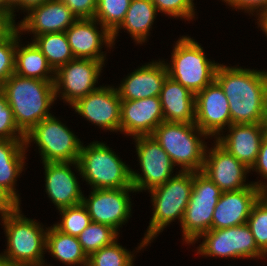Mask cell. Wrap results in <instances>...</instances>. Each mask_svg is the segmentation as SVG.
I'll return each instance as SVG.
<instances>
[{
	"mask_svg": "<svg viewBox=\"0 0 267 266\" xmlns=\"http://www.w3.org/2000/svg\"><path fill=\"white\" fill-rule=\"evenodd\" d=\"M121 99L116 88L99 87L71 106L78 114L110 131H120Z\"/></svg>",
	"mask_w": 267,
	"mask_h": 266,
	"instance_id": "obj_16",
	"label": "cell"
},
{
	"mask_svg": "<svg viewBox=\"0 0 267 266\" xmlns=\"http://www.w3.org/2000/svg\"><path fill=\"white\" fill-rule=\"evenodd\" d=\"M43 165L46 193L58 210L82 203L84 195L70 168L79 165L78 162H48Z\"/></svg>",
	"mask_w": 267,
	"mask_h": 266,
	"instance_id": "obj_20",
	"label": "cell"
},
{
	"mask_svg": "<svg viewBox=\"0 0 267 266\" xmlns=\"http://www.w3.org/2000/svg\"><path fill=\"white\" fill-rule=\"evenodd\" d=\"M215 80L228 99L232 124L264 122L267 72L219 64Z\"/></svg>",
	"mask_w": 267,
	"mask_h": 266,
	"instance_id": "obj_1",
	"label": "cell"
},
{
	"mask_svg": "<svg viewBox=\"0 0 267 266\" xmlns=\"http://www.w3.org/2000/svg\"><path fill=\"white\" fill-rule=\"evenodd\" d=\"M33 43L46 57L55 72L68 61L75 58L65 32L38 35L34 38Z\"/></svg>",
	"mask_w": 267,
	"mask_h": 266,
	"instance_id": "obj_29",
	"label": "cell"
},
{
	"mask_svg": "<svg viewBox=\"0 0 267 266\" xmlns=\"http://www.w3.org/2000/svg\"><path fill=\"white\" fill-rule=\"evenodd\" d=\"M19 33L20 31L17 29L14 73L25 78L55 81V71L48 63L46 57L33 42L25 45L24 47H20L18 42V40H20ZM49 74L54 75L52 76Z\"/></svg>",
	"mask_w": 267,
	"mask_h": 266,
	"instance_id": "obj_26",
	"label": "cell"
},
{
	"mask_svg": "<svg viewBox=\"0 0 267 266\" xmlns=\"http://www.w3.org/2000/svg\"><path fill=\"white\" fill-rule=\"evenodd\" d=\"M151 136L166 151L174 165L182 167L181 171L199 172L202 170L205 153L208 151L200 137L207 138L208 135L195 123L163 121L155 128Z\"/></svg>",
	"mask_w": 267,
	"mask_h": 266,
	"instance_id": "obj_5",
	"label": "cell"
},
{
	"mask_svg": "<svg viewBox=\"0 0 267 266\" xmlns=\"http://www.w3.org/2000/svg\"><path fill=\"white\" fill-rule=\"evenodd\" d=\"M49 0H22V9L29 11L31 8L41 5Z\"/></svg>",
	"mask_w": 267,
	"mask_h": 266,
	"instance_id": "obj_43",
	"label": "cell"
},
{
	"mask_svg": "<svg viewBox=\"0 0 267 266\" xmlns=\"http://www.w3.org/2000/svg\"><path fill=\"white\" fill-rule=\"evenodd\" d=\"M20 203L3 187L0 185V215L16 210Z\"/></svg>",
	"mask_w": 267,
	"mask_h": 266,
	"instance_id": "obj_42",
	"label": "cell"
},
{
	"mask_svg": "<svg viewBox=\"0 0 267 266\" xmlns=\"http://www.w3.org/2000/svg\"><path fill=\"white\" fill-rule=\"evenodd\" d=\"M77 19H92L97 10L98 0H61Z\"/></svg>",
	"mask_w": 267,
	"mask_h": 266,
	"instance_id": "obj_38",
	"label": "cell"
},
{
	"mask_svg": "<svg viewBox=\"0 0 267 266\" xmlns=\"http://www.w3.org/2000/svg\"><path fill=\"white\" fill-rule=\"evenodd\" d=\"M215 147L205 153L201 172L213 181L223 192L249 187L246 174L250 171L243 163L224 149L217 141Z\"/></svg>",
	"mask_w": 267,
	"mask_h": 266,
	"instance_id": "obj_17",
	"label": "cell"
},
{
	"mask_svg": "<svg viewBox=\"0 0 267 266\" xmlns=\"http://www.w3.org/2000/svg\"><path fill=\"white\" fill-rule=\"evenodd\" d=\"M118 234L110 226L91 222L77 238L84 252L89 257L92 253L116 241Z\"/></svg>",
	"mask_w": 267,
	"mask_h": 266,
	"instance_id": "obj_30",
	"label": "cell"
},
{
	"mask_svg": "<svg viewBox=\"0 0 267 266\" xmlns=\"http://www.w3.org/2000/svg\"><path fill=\"white\" fill-rule=\"evenodd\" d=\"M46 250L67 265H88V256L76 236L64 234L54 226L46 231Z\"/></svg>",
	"mask_w": 267,
	"mask_h": 266,
	"instance_id": "obj_28",
	"label": "cell"
},
{
	"mask_svg": "<svg viewBox=\"0 0 267 266\" xmlns=\"http://www.w3.org/2000/svg\"><path fill=\"white\" fill-rule=\"evenodd\" d=\"M204 241L197 248L201 255L212 257L256 258L265 255L256 245L251 230L247 224L223 229H211L199 238Z\"/></svg>",
	"mask_w": 267,
	"mask_h": 266,
	"instance_id": "obj_10",
	"label": "cell"
},
{
	"mask_svg": "<svg viewBox=\"0 0 267 266\" xmlns=\"http://www.w3.org/2000/svg\"><path fill=\"white\" fill-rule=\"evenodd\" d=\"M103 64L101 61L87 58H74L68 61L55 72V97L62 93V99L72 105L98 89L99 87L94 86L98 82Z\"/></svg>",
	"mask_w": 267,
	"mask_h": 266,
	"instance_id": "obj_12",
	"label": "cell"
},
{
	"mask_svg": "<svg viewBox=\"0 0 267 266\" xmlns=\"http://www.w3.org/2000/svg\"><path fill=\"white\" fill-rule=\"evenodd\" d=\"M136 192L133 187L118 189H93L82 204L86 207L92 222L118 228L131 216V201L128 192Z\"/></svg>",
	"mask_w": 267,
	"mask_h": 266,
	"instance_id": "obj_13",
	"label": "cell"
},
{
	"mask_svg": "<svg viewBox=\"0 0 267 266\" xmlns=\"http://www.w3.org/2000/svg\"><path fill=\"white\" fill-rule=\"evenodd\" d=\"M195 124L216 138L232 124L228 99L216 80L195 95Z\"/></svg>",
	"mask_w": 267,
	"mask_h": 266,
	"instance_id": "obj_15",
	"label": "cell"
},
{
	"mask_svg": "<svg viewBox=\"0 0 267 266\" xmlns=\"http://www.w3.org/2000/svg\"><path fill=\"white\" fill-rule=\"evenodd\" d=\"M59 212L62 215V220L60 223L53 224V226L67 235L78 237L92 222L86 207L82 203L60 209Z\"/></svg>",
	"mask_w": 267,
	"mask_h": 266,
	"instance_id": "obj_32",
	"label": "cell"
},
{
	"mask_svg": "<svg viewBox=\"0 0 267 266\" xmlns=\"http://www.w3.org/2000/svg\"><path fill=\"white\" fill-rule=\"evenodd\" d=\"M98 21L92 19H77L66 31V37L75 58H87L104 63L106 57L101 52L103 44L114 45L112 34L102 25L101 32L97 29ZM104 42V43H103ZM103 43V44H102Z\"/></svg>",
	"mask_w": 267,
	"mask_h": 266,
	"instance_id": "obj_19",
	"label": "cell"
},
{
	"mask_svg": "<svg viewBox=\"0 0 267 266\" xmlns=\"http://www.w3.org/2000/svg\"><path fill=\"white\" fill-rule=\"evenodd\" d=\"M222 190L201 171L193 172L192 192L181 228L183 239L189 244L212 229V218Z\"/></svg>",
	"mask_w": 267,
	"mask_h": 266,
	"instance_id": "obj_8",
	"label": "cell"
},
{
	"mask_svg": "<svg viewBox=\"0 0 267 266\" xmlns=\"http://www.w3.org/2000/svg\"><path fill=\"white\" fill-rule=\"evenodd\" d=\"M157 12L151 0H131L124 21L112 33V42L121 28L126 29L137 43L145 42Z\"/></svg>",
	"mask_w": 267,
	"mask_h": 266,
	"instance_id": "obj_27",
	"label": "cell"
},
{
	"mask_svg": "<svg viewBox=\"0 0 267 266\" xmlns=\"http://www.w3.org/2000/svg\"><path fill=\"white\" fill-rule=\"evenodd\" d=\"M172 66L166 64L168 76L194 95L215 80L219 63L209 61L198 42L182 36L174 46Z\"/></svg>",
	"mask_w": 267,
	"mask_h": 266,
	"instance_id": "obj_7",
	"label": "cell"
},
{
	"mask_svg": "<svg viewBox=\"0 0 267 266\" xmlns=\"http://www.w3.org/2000/svg\"><path fill=\"white\" fill-rule=\"evenodd\" d=\"M262 194H267V185L263 182H253L244 189L222 192L214 209L212 229L247 224L251 209Z\"/></svg>",
	"mask_w": 267,
	"mask_h": 266,
	"instance_id": "obj_14",
	"label": "cell"
},
{
	"mask_svg": "<svg viewBox=\"0 0 267 266\" xmlns=\"http://www.w3.org/2000/svg\"><path fill=\"white\" fill-rule=\"evenodd\" d=\"M257 247L267 254V194H262L254 203L247 219Z\"/></svg>",
	"mask_w": 267,
	"mask_h": 266,
	"instance_id": "obj_33",
	"label": "cell"
},
{
	"mask_svg": "<svg viewBox=\"0 0 267 266\" xmlns=\"http://www.w3.org/2000/svg\"><path fill=\"white\" fill-rule=\"evenodd\" d=\"M193 185V172L180 171L164 184L149 190L153 203V215L139 249L151 243L176 218L182 222Z\"/></svg>",
	"mask_w": 267,
	"mask_h": 266,
	"instance_id": "obj_4",
	"label": "cell"
},
{
	"mask_svg": "<svg viewBox=\"0 0 267 266\" xmlns=\"http://www.w3.org/2000/svg\"><path fill=\"white\" fill-rule=\"evenodd\" d=\"M0 11L12 13V8L5 2V0H0Z\"/></svg>",
	"mask_w": 267,
	"mask_h": 266,
	"instance_id": "obj_46",
	"label": "cell"
},
{
	"mask_svg": "<svg viewBox=\"0 0 267 266\" xmlns=\"http://www.w3.org/2000/svg\"><path fill=\"white\" fill-rule=\"evenodd\" d=\"M163 121L159 96L121 101L120 132L134 137L152 135Z\"/></svg>",
	"mask_w": 267,
	"mask_h": 266,
	"instance_id": "obj_18",
	"label": "cell"
},
{
	"mask_svg": "<svg viewBox=\"0 0 267 266\" xmlns=\"http://www.w3.org/2000/svg\"><path fill=\"white\" fill-rule=\"evenodd\" d=\"M131 0H98L94 16L111 34L124 21Z\"/></svg>",
	"mask_w": 267,
	"mask_h": 266,
	"instance_id": "obj_31",
	"label": "cell"
},
{
	"mask_svg": "<svg viewBox=\"0 0 267 266\" xmlns=\"http://www.w3.org/2000/svg\"><path fill=\"white\" fill-rule=\"evenodd\" d=\"M19 24V31H30L36 37L46 33L65 32L77 18L61 0H49L28 11Z\"/></svg>",
	"mask_w": 267,
	"mask_h": 266,
	"instance_id": "obj_21",
	"label": "cell"
},
{
	"mask_svg": "<svg viewBox=\"0 0 267 266\" xmlns=\"http://www.w3.org/2000/svg\"><path fill=\"white\" fill-rule=\"evenodd\" d=\"M157 11L171 17L190 20L194 18V0H151ZM193 17V18H192Z\"/></svg>",
	"mask_w": 267,
	"mask_h": 266,
	"instance_id": "obj_37",
	"label": "cell"
},
{
	"mask_svg": "<svg viewBox=\"0 0 267 266\" xmlns=\"http://www.w3.org/2000/svg\"><path fill=\"white\" fill-rule=\"evenodd\" d=\"M228 129L230 134L218 136L215 141L251 169L256 162L267 129L263 123L231 124Z\"/></svg>",
	"mask_w": 267,
	"mask_h": 266,
	"instance_id": "obj_22",
	"label": "cell"
},
{
	"mask_svg": "<svg viewBox=\"0 0 267 266\" xmlns=\"http://www.w3.org/2000/svg\"><path fill=\"white\" fill-rule=\"evenodd\" d=\"M134 139L143 176L131 169L133 188L138 192L164 184L172 177L175 166L171 158L153 136H136Z\"/></svg>",
	"mask_w": 267,
	"mask_h": 266,
	"instance_id": "obj_11",
	"label": "cell"
},
{
	"mask_svg": "<svg viewBox=\"0 0 267 266\" xmlns=\"http://www.w3.org/2000/svg\"><path fill=\"white\" fill-rule=\"evenodd\" d=\"M78 164L76 169L92 189L133 187L130 167L102 142L82 145Z\"/></svg>",
	"mask_w": 267,
	"mask_h": 266,
	"instance_id": "obj_6",
	"label": "cell"
},
{
	"mask_svg": "<svg viewBox=\"0 0 267 266\" xmlns=\"http://www.w3.org/2000/svg\"><path fill=\"white\" fill-rule=\"evenodd\" d=\"M159 97L164 121L195 123V95L186 87L168 76Z\"/></svg>",
	"mask_w": 267,
	"mask_h": 266,
	"instance_id": "obj_24",
	"label": "cell"
},
{
	"mask_svg": "<svg viewBox=\"0 0 267 266\" xmlns=\"http://www.w3.org/2000/svg\"><path fill=\"white\" fill-rule=\"evenodd\" d=\"M17 29L13 14L0 11V43L6 41Z\"/></svg>",
	"mask_w": 267,
	"mask_h": 266,
	"instance_id": "obj_40",
	"label": "cell"
},
{
	"mask_svg": "<svg viewBox=\"0 0 267 266\" xmlns=\"http://www.w3.org/2000/svg\"><path fill=\"white\" fill-rule=\"evenodd\" d=\"M10 105L17 127L27 134L48 118L49 107L56 100L54 81L25 78L12 74L0 87Z\"/></svg>",
	"mask_w": 267,
	"mask_h": 266,
	"instance_id": "obj_2",
	"label": "cell"
},
{
	"mask_svg": "<svg viewBox=\"0 0 267 266\" xmlns=\"http://www.w3.org/2000/svg\"><path fill=\"white\" fill-rule=\"evenodd\" d=\"M258 17L259 18L257 20H259V22H260L258 24L261 27V29L263 30V32H265V34L267 35V11L262 13Z\"/></svg>",
	"mask_w": 267,
	"mask_h": 266,
	"instance_id": "obj_44",
	"label": "cell"
},
{
	"mask_svg": "<svg viewBox=\"0 0 267 266\" xmlns=\"http://www.w3.org/2000/svg\"><path fill=\"white\" fill-rule=\"evenodd\" d=\"M18 134V135H17ZM0 139L25 140V134L17 127L13 111L0 89Z\"/></svg>",
	"mask_w": 267,
	"mask_h": 266,
	"instance_id": "obj_35",
	"label": "cell"
},
{
	"mask_svg": "<svg viewBox=\"0 0 267 266\" xmlns=\"http://www.w3.org/2000/svg\"><path fill=\"white\" fill-rule=\"evenodd\" d=\"M236 9H244L247 12H253L257 9L258 14L267 11V0H223ZM259 9V10H258Z\"/></svg>",
	"mask_w": 267,
	"mask_h": 266,
	"instance_id": "obj_39",
	"label": "cell"
},
{
	"mask_svg": "<svg viewBox=\"0 0 267 266\" xmlns=\"http://www.w3.org/2000/svg\"><path fill=\"white\" fill-rule=\"evenodd\" d=\"M36 142L42 162H78L81 141L54 116L40 121L25 134V147Z\"/></svg>",
	"mask_w": 267,
	"mask_h": 266,
	"instance_id": "obj_9",
	"label": "cell"
},
{
	"mask_svg": "<svg viewBox=\"0 0 267 266\" xmlns=\"http://www.w3.org/2000/svg\"><path fill=\"white\" fill-rule=\"evenodd\" d=\"M26 151L24 140L0 139V185L19 203L15 182L23 171ZM25 158V159H24Z\"/></svg>",
	"mask_w": 267,
	"mask_h": 266,
	"instance_id": "obj_25",
	"label": "cell"
},
{
	"mask_svg": "<svg viewBox=\"0 0 267 266\" xmlns=\"http://www.w3.org/2000/svg\"><path fill=\"white\" fill-rule=\"evenodd\" d=\"M0 266H16V265H13L9 261H7V260H5V259L0 257Z\"/></svg>",
	"mask_w": 267,
	"mask_h": 266,
	"instance_id": "obj_47",
	"label": "cell"
},
{
	"mask_svg": "<svg viewBox=\"0 0 267 266\" xmlns=\"http://www.w3.org/2000/svg\"><path fill=\"white\" fill-rule=\"evenodd\" d=\"M5 2L12 8V14L15 17L14 10L16 7L22 9V0H5ZM20 6V7H19Z\"/></svg>",
	"mask_w": 267,
	"mask_h": 266,
	"instance_id": "obj_45",
	"label": "cell"
},
{
	"mask_svg": "<svg viewBox=\"0 0 267 266\" xmlns=\"http://www.w3.org/2000/svg\"><path fill=\"white\" fill-rule=\"evenodd\" d=\"M263 125L267 129V99H266V107H265V117H264V122Z\"/></svg>",
	"mask_w": 267,
	"mask_h": 266,
	"instance_id": "obj_48",
	"label": "cell"
},
{
	"mask_svg": "<svg viewBox=\"0 0 267 266\" xmlns=\"http://www.w3.org/2000/svg\"><path fill=\"white\" fill-rule=\"evenodd\" d=\"M251 169L252 171L254 169L258 173H260L262 177H264V179H267V133L261 142L259 154L257 156L256 162Z\"/></svg>",
	"mask_w": 267,
	"mask_h": 266,
	"instance_id": "obj_41",
	"label": "cell"
},
{
	"mask_svg": "<svg viewBox=\"0 0 267 266\" xmlns=\"http://www.w3.org/2000/svg\"><path fill=\"white\" fill-rule=\"evenodd\" d=\"M133 254L124 249L117 240L92 253L87 266H133Z\"/></svg>",
	"mask_w": 267,
	"mask_h": 266,
	"instance_id": "obj_34",
	"label": "cell"
},
{
	"mask_svg": "<svg viewBox=\"0 0 267 266\" xmlns=\"http://www.w3.org/2000/svg\"><path fill=\"white\" fill-rule=\"evenodd\" d=\"M153 62L139 67L116 88L121 100H139L160 96L168 77L166 63Z\"/></svg>",
	"mask_w": 267,
	"mask_h": 266,
	"instance_id": "obj_23",
	"label": "cell"
},
{
	"mask_svg": "<svg viewBox=\"0 0 267 266\" xmlns=\"http://www.w3.org/2000/svg\"><path fill=\"white\" fill-rule=\"evenodd\" d=\"M20 211L18 207L1 216L8 246L0 257L16 266H43L47 228L23 217Z\"/></svg>",
	"mask_w": 267,
	"mask_h": 266,
	"instance_id": "obj_3",
	"label": "cell"
},
{
	"mask_svg": "<svg viewBox=\"0 0 267 266\" xmlns=\"http://www.w3.org/2000/svg\"><path fill=\"white\" fill-rule=\"evenodd\" d=\"M17 30L4 42L0 43V87L15 72V50Z\"/></svg>",
	"mask_w": 267,
	"mask_h": 266,
	"instance_id": "obj_36",
	"label": "cell"
}]
</instances>
